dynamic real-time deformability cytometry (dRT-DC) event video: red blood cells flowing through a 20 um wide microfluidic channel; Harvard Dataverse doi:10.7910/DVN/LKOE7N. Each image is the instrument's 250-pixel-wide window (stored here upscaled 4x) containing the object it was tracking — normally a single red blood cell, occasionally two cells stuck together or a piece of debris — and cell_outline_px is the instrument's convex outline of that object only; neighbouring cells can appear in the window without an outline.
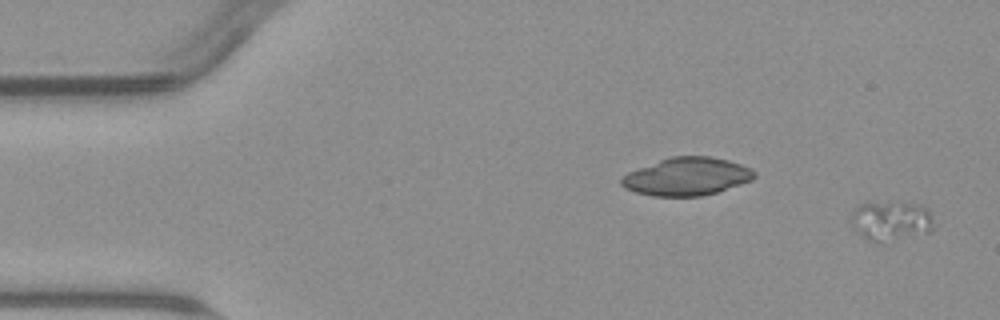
{"species": "common noctule bat (a hibernating species)", "species_latin": "Nyctalus noctula", "temperature_condition": "warm", "stored_images_in_passage": 6, "camera_frame_rate_fps": 3000, "um_per_image_px": 0.085, "animal": {"sex": "male", "body_mass_g": 23.1, "forearm_length_mm": 52.7}, "frame": {"image": 1, "passage_image": 6, "time_ms": 6.0, "image_size_px": [1000, 320], "cell_outline_px": [[932, 232], [884, 244], [876, 244], [868, 240], [852, 224], [852, 212], [860, 204], [900, 200], [920, 204], [928, 208], [932, 216]], "centroid_in_image_um": [75.8, 18.77], "position_along_channel_um": 9.2, "area_um2": 19.83}}